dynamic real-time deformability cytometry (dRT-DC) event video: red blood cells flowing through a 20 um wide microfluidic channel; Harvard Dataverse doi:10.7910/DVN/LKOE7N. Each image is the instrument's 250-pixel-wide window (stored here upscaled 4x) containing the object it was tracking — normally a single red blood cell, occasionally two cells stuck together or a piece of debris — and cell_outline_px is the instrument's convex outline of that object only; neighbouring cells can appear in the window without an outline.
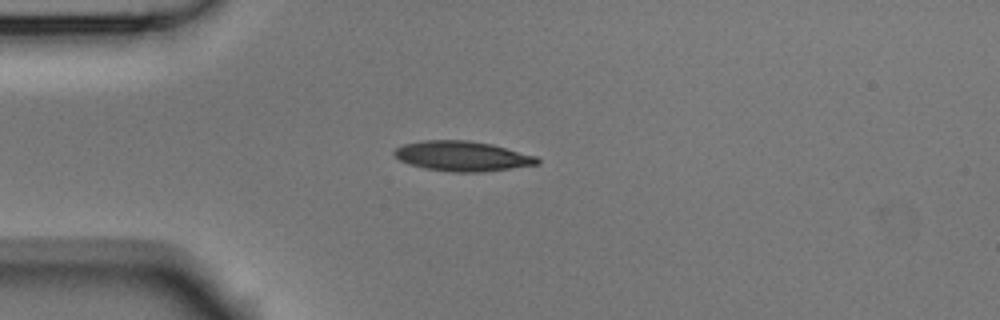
{"species": "Egyptian fruit bat (a non-hibernating species)", "species_latin": "Rousettus aegyptiacus", "temperature_condition": "room temperature", "stored_images_in_passage": 41, "camera_frame_rate_fps": 3000, "um_per_image_px": 0.085, "animal": {"sex": "male"}, "frame": {"image": 1, "passage_image": 1, "time_ms": 0.0, "image_size_px": [1000, 320], "cell_outline_px": [[540, 164], [480, 172], [456, 172], [424, 168], [400, 160], [392, 152], [396, 148], [404, 144], [424, 140], [468, 140], [492, 144], [536, 156], [540, 160]], "centroid_in_image_um": [39.31, 13.26], "position_along_channel_um": 45.7, "area_um2": 24.74}}
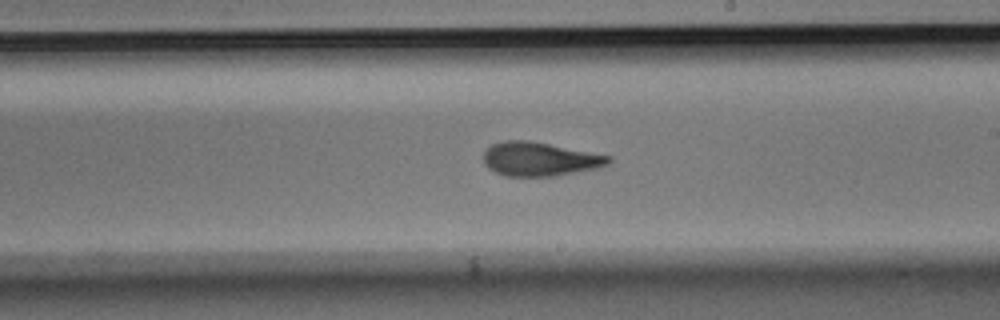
{"frame": {"image": 2, "passage_image": 18, "time_ms": 5.667, "image_size_px": [1000, 320], "cell_outline_px": [[612, 160], [608, 164], [596, 168], [552, 176], [504, 176], [488, 168], [484, 164], [484, 152], [492, 144], [504, 140], [528, 140], [612, 156]], "centroid_in_image_um": [45.85, 13.52], "position_along_channel_um": 243.1, "area_um2": 24.51}}
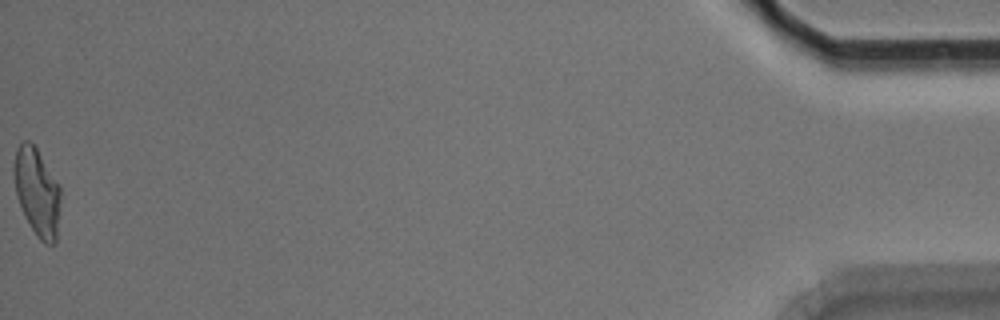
{"frame": {"image": 3, "passage_image": 41, "time_ms": 13.333, "image_size_px": [1000, 320], "cell_outline_px": [[60, 200], [56, 244], [44, 244], [36, 236], [24, 216], [16, 196], [12, 172], [12, 168], [16, 148], [20, 140], [28, 140], [36, 148], [60, 184]], "centroid_in_image_um": [3.12, 16.3], "position_along_channel_um": 432.1, "area_um2": 24.33}, "authors_computed_cell_mechanics": {"area_um2": 24.565, "velocity_mm_per_s": 3.7567, "shape_relaxation_time_tau1_ms": 4.3137, "shape_relaxation_time_tau2_ms": 2.1112, "deformation_change_tau1": 0.1504, "deformation_change_tau2": 0.097}}